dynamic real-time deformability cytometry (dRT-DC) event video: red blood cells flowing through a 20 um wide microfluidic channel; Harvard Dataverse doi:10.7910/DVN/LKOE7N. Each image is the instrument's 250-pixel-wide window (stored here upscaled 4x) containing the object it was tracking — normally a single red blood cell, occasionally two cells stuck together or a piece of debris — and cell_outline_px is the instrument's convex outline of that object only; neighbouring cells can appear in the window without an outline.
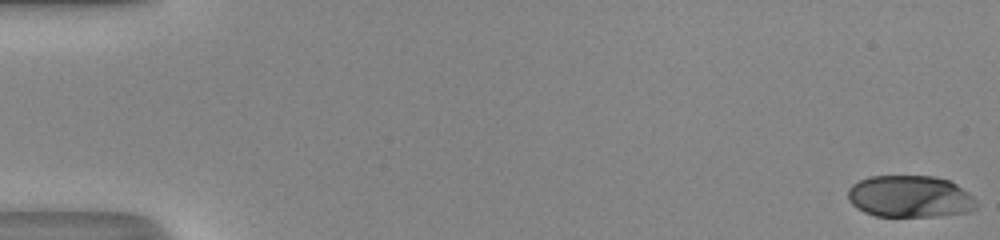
{"species": "human", "species_latin": "Homo sapiens", "temperature_condition": "room temperature", "stored_images_in_passage": 51, "camera_frame_rate_fps": 3000, "um_per_image_px": 0.085, "donor": {"sex": "male"}, "frame": {"image": 1, "passage_image": 1, "time_ms": 0.0, "image_size_px": [1000, 240], "cell_outline_px": [[976, 208], [968, 212], [936, 216], [876, 216], [864, 212], [856, 208], [848, 200], [848, 188], [852, 184], [868, 176], [936, 176], [948, 180], [956, 184], [968, 192], [976, 200]], "centroid_in_image_um": [77.32, 16.7], "position_along_channel_um": 7.7, "area_um2": 31.5}}
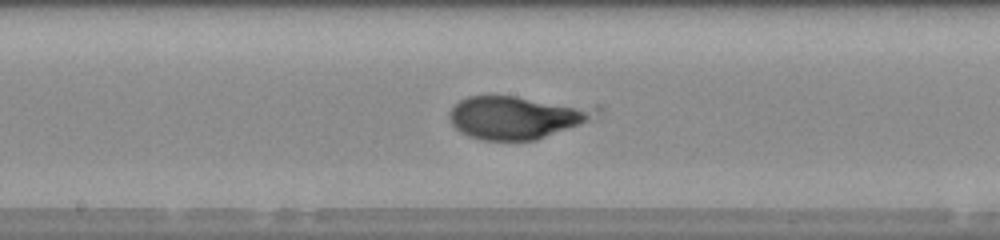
{"frame": {"image": 2, "passage_image": 28, "time_ms": 9.0, "image_size_px": [1000, 240], "cell_outline_px": [[588, 116], [580, 124], [536, 140], [480, 140], [468, 136], [460, 132], [452, 124], [448, 116], [448, 112], [460, 100], [468, 96], [516, 96], [576, 108], [584, 112]], "centroid_in_image_um": [43.51, 10.03], "position_along_channel_um": 204.7, "area_um2": 34.1}}
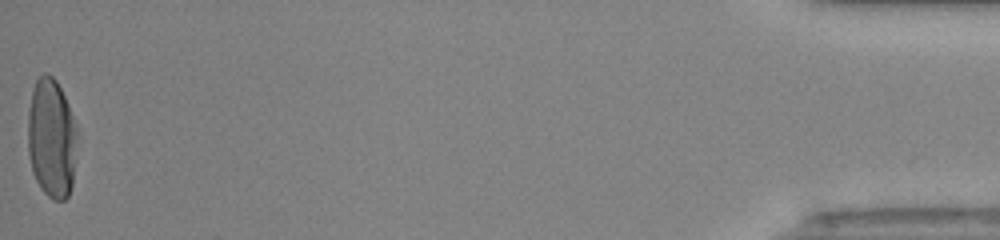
{"frame": {"image": 3, "passage_image": 51, "time_ms": 16.667, "image_size_px": [1000, 240], "cell_outline_px": [[76, 136], [72, 184], [68, 196], [64, 200], [52, 200], [40, 188], [32, 172], [28, 152], [28, 112], [32, 88], [36, 80], [44, 72], [48, 72], [56, 80], [68, 104], [76, 124]], "centroid_in_image_um": [4.36, 11.74], "position_along_channel_um": 430.8, "area_um2": 34.33}, "authors_computed_cell_mechanics": {"area_um2": 33.524, "velocity_mm_per_s": 4.2026, "shape_relaxation_time_tau1_ms": 3.6664, "shape_relaxation_time_tau2_ms": null, "deformation_change_tau1": 0.2054, "deformation_change_tau2": null}}